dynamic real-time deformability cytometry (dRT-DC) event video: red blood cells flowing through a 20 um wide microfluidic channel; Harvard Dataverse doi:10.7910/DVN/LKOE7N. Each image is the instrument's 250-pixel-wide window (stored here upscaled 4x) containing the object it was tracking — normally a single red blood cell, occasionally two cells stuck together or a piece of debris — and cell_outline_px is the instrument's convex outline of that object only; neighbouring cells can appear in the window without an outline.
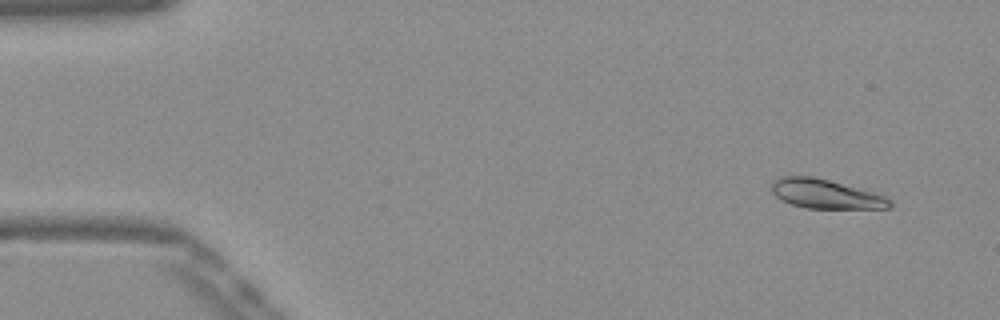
{"species": "Egyptian fruit bat (a non-hibernating species)", "species_latin": "Rousettus aegyptiacus", "temperature_condition": "warm", "stored_images_in_passage": 52, "camera_frame_rate_fps": 3000, "um_per_image_px": 0.085, "frame": {"image": 1, "passage_image": 4, "time_ms": 1.0, "image_size_px": [1000, 320], "cell_outline_px": [[892, 208], [808, 208], [792, 204], [780, 200], [772, 192], [772, 184], [776, 180], [784, 176], [812, 176], [828, 180], [872, 192], [884, 196], [892, 200]], "centroid_in_image_um": [70.18, 16.49], "position_along_channel_um": 14.8, "area_um2": 19.77}}
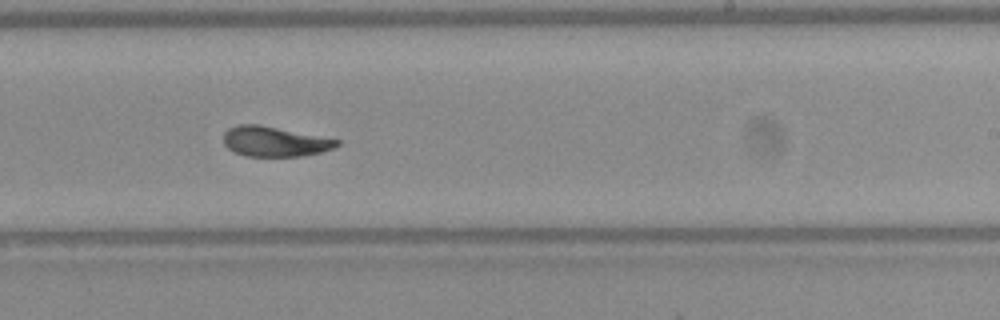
{"frame": {"image": 2, "passage_image": 32, "time_ms": 10.333, "image_size_px": [1000, 320], "cell_outline_px": [[340, 144], [336, 148], [320, 152], [300, 156], [244, 156], [232, 152], [224, 144], [224, 132], [228, 128], [236, 124], [260, 124], [340, 140]], "centroid_in_image_um": [23.32, 12.02], "position_along_channel_um": 265.7, "area_um2": 20.0}}
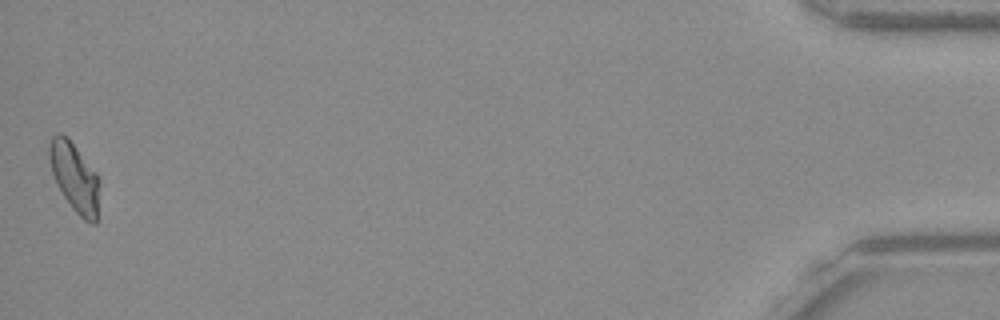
{"frame": {"image": 3, "passage_image": 52, "time_ms": 17.0, "image_size_px": [1000, 320], "cell_outline_px": [[100, 180], [96, 224], [92, 224], [84, 220], [72, 208], [64, 196], [52, 172], [48, 156], [48, 144], [52, 136], [56, 132], [60, 132], [68, 136], [96, 172]], "centroid_in_image_um": [6.34, 15.02], "position_along_channel_um": 428.9, "area_um2": 20.35}, "authors_computed_cell_mechanics": {"area_um2": 20.4034, "velocity_mm_per_s": 3.8655, "shape_relaxation_time_tau1_ms": 8.298, "shape_relaxation_time_tau2_ms": 1.1875, "deformation_change_tau1": 0.2072, "deformation_change_tau2": 0.0468}}